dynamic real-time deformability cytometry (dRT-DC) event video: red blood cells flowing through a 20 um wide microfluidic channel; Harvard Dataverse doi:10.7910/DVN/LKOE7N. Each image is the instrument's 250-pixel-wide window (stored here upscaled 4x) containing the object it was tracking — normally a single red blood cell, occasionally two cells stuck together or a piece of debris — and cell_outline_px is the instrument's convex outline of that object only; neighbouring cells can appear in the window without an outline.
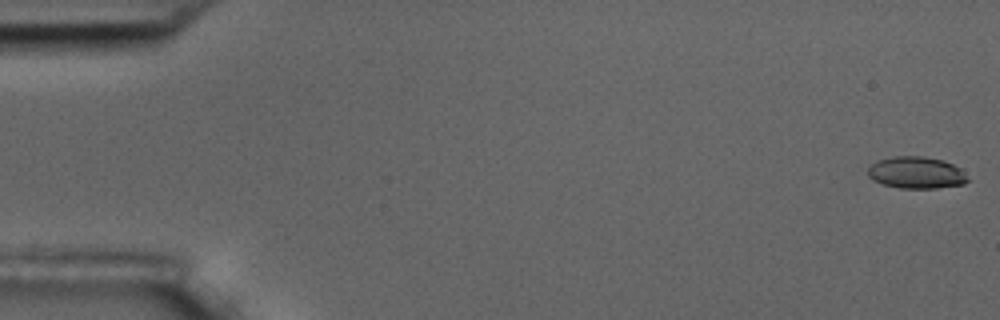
{"species": "common noctule bat (a hibernating species)", "species_latin": "Nyctalus noctula", "temperature_condition": "room temperature", "stored_images_in_passage": 6, "camera_frame_rate_fps": 3000, "um_per_image_px": 0.085, "animal": {"sex": "male", "body_mass_g": 17.5, "forearm_length_mm": 52.3}, "frame": {"image": 1, "passage_image": 1, "time_ms": 0.0, "image_size_px": [1000, 320], "cell_outline_px": [[972, 180], [964, 184], [936, 188], [900, 188], [884, 184], [872, 180], [868, 176], [868, 168], [876, 160], [892, 156], [924, 156], [944, 160], [960, 168]], "centroid_in_image_um": [77.91, 14.67], "position_along_channel_um": 7.1, "area_um2": 18.79}}